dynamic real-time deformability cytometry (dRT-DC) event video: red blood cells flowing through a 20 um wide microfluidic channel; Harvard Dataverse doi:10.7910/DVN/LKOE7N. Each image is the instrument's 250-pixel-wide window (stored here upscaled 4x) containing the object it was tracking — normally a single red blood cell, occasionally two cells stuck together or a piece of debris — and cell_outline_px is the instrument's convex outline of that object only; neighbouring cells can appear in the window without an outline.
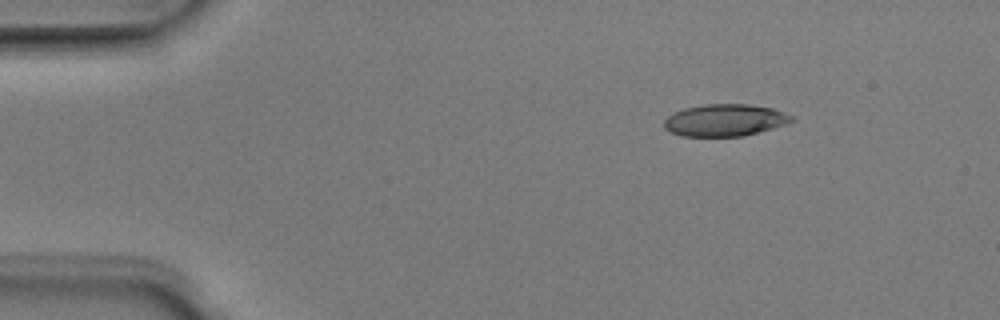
{"species": "Egyptian fruit bat (a non-hibernating species)", "species_latin": "Rousettus aegyptiacus", "temperature_condition": "room temperature", "stored_images_in_passage": 4, "camera_frame_rate_fps": 3000, "um_per_image_px": 0.085, "animal": {"sex": "male"}, "frame": {"image": 1, "passage_image": 2, "time_ms": 0.333, "image_size_px": [1000, 320], "cell_outline_px": [[796, 120], [784, 124], [744, 136], [680, 136], [668, 132], [664, 128], [664, 120], [668, 116], [684, 108], [704, 104], [748, 104], [772, 108], [792, 116]], "centroid_in_image_um": [61.57, 10.22], "position_along_channel_um": 23.4, "area_um2": 23.7}}